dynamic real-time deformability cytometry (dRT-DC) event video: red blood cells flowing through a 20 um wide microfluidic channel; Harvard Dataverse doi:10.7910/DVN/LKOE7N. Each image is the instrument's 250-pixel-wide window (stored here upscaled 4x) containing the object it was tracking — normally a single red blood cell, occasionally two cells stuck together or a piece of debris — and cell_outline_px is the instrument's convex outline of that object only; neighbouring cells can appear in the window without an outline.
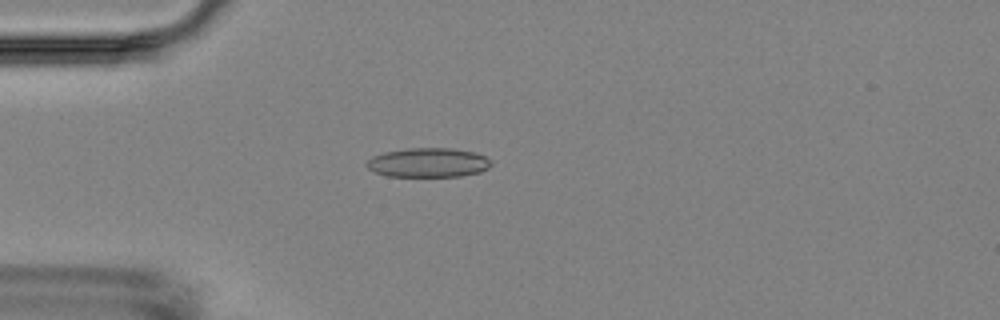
{"species": "Egyptian fruit bat (a non-hibernating species)", "species_latin": "Rousettus aegyptiacus", "temperature_condition": "room temperature", "stored_images_in_passage": 4, "camera_frame_rate_fps": 3000, "um_per_image_px": 0.085, "animal": {"sex": "female"}, "frame": {"image": 1, "passage_image": 4, "time_ms": 4.333, "image_size_px": [1000, 320], "cell_outline_px": [[492, 164], [488, 168], [480, 172], [460, 176], [388, 176], [376, 172], [368, 168], [364, 164], [372, 156], [384, 152], [408, 148], [452, 148], [476, 152], [492, 160]], "centroid_in_image_um": [36.42, 13.81], "position_along_channel_um": 48.6, "area_um2": 21.33}}